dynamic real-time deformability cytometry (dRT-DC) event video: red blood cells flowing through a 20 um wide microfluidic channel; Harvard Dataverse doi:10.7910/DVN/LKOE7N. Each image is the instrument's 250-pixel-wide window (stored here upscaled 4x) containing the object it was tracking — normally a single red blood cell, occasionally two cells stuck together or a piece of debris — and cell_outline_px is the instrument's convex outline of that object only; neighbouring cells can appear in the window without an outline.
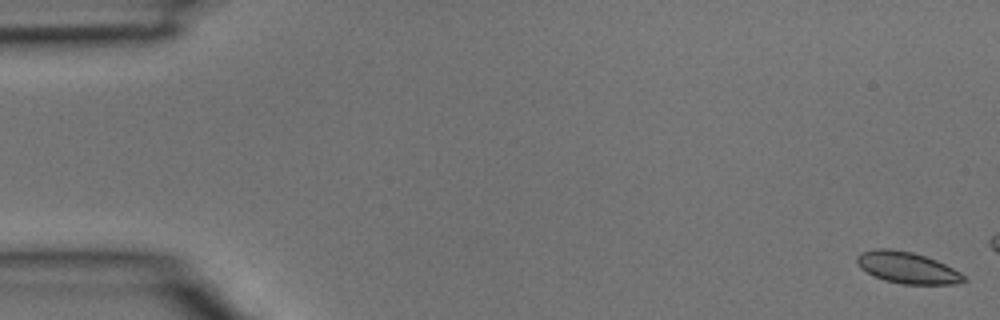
{"species": "common noctule bat (a hibernating species)", "species_latin": "Nyctalus noctula", "temperature_condition": "room temperature", "stored_images_in_passage": 3, "camera_frame_rate_fps": 3000, "um_per_image_px": 0.085, "animal": {"sex": "male", "body_mass_g": 15.6}, "frame": {"image": 1, "passage_image": 1, "time_ms": 0.0, "image_size_px": [1000, 320], "cell_outline_px": [[968, 280], [960, 284], [904, 284], [884, 280], [860, 268], [856, 264], [856, 256], [860, 252], [876, 248], [888, 248], [912, 252], [936, 260], [960, 272]], "centroid_in_image_um": [77.1, 22.75], "position_along_channel_um": 7.9, "area_um2": 19.59}}